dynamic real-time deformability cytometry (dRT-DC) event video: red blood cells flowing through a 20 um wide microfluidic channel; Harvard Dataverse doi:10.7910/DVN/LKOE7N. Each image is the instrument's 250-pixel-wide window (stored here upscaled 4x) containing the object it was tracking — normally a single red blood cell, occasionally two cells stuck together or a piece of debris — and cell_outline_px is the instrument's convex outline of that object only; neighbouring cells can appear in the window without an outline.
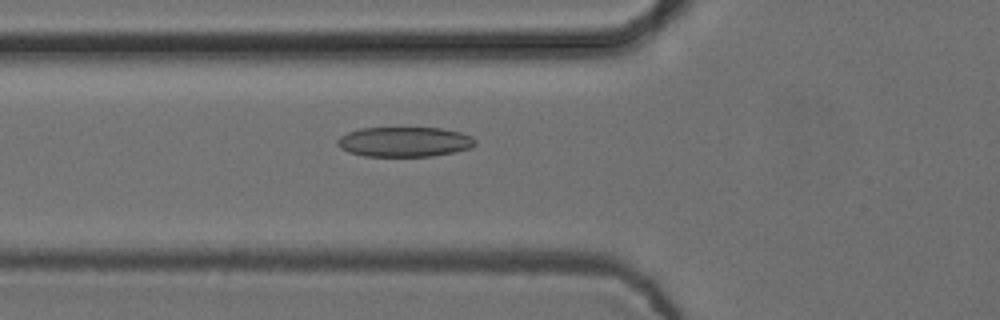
{"species": "common noctule bat (a hibernating species)", "species_latin": "Nyctalus noctula", "temperature_condition": "cold", "stored_images_in_passage": 55, "camera_frame_rate_fps": 3000, "um_per_image_px": 0.085, "animal": {"sex": "female", "body_mass_g": 24.6, "forearm_length_mm": 56.2}, "frame": {"image": 1, "passage_image": 20, "time_ms": 6.333, "image_size_px": [1000, 320], "cell_outline_px": [[476, 144], [472, 148], [456, 152], [432, 156], [364, 156], [348, 152], [340, 148], [336, 144], [336, 140], [340, 136], [348, 132], [360, 128], [440, 128], [460, 132], [472, 136], [476, 140]], "centroid_in_image_um": [34.38, 12.06], "position_along_channel_um": 91.4, "area_um2": 24.22}}
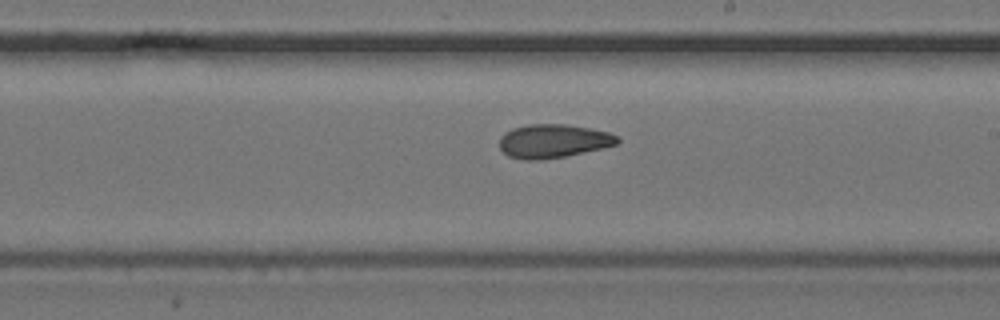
{"frame": {"image": 2, "passage_image": 32, "time_ms": 10.333, "image_size_px": [1000, 320], "cell_outline_px": [[620, 140], [616, 144], [600, 148], [564, 156], [540, 160], [524, 160], [508, 156], [500, 148], [500, 136], [504, 132], [512, 128], [528, 124], [568, 124], [608, 132], [620, 136]], "centroid_in_image_um": [46.99, 11.98], "position_along_channel_um": 242.0, "area_um2": 23.06}}
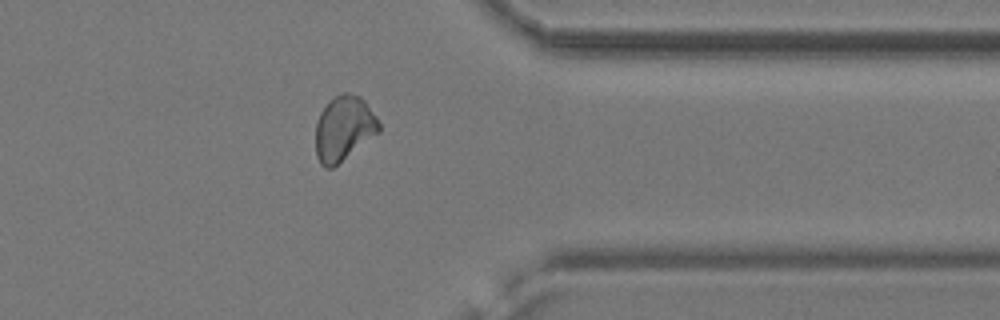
{"frame": {"image": 3, "passage_image": 44, "time_ms": 14.333, "image_size_px": [1000, 320], "cell_outline_px": [[380, 132], [332, 168], [324, 168], [320, 164], [316, 156], [316, 124], [320, 112], [336, 96], [344, 92], [348, 92], [360, 96], [364, 100], [376, 116], [380, 124]], "centroid_in_image_um": [29.23, 10.93], "position_along_channel_um": 382.2, "area_um2": 23.81}, "authors_computed_cell_mechanics": {"area_um2": 23.4668, "velocity_mm_per_s": 3.7544, "shape_relaxation_time_tau1_ms": 7.7588, "shape_relaxation_time_tau2_ms": 6.6564, "deformation_change_tau1": 0.164, "deformation_change_tau2": 0.1372}}